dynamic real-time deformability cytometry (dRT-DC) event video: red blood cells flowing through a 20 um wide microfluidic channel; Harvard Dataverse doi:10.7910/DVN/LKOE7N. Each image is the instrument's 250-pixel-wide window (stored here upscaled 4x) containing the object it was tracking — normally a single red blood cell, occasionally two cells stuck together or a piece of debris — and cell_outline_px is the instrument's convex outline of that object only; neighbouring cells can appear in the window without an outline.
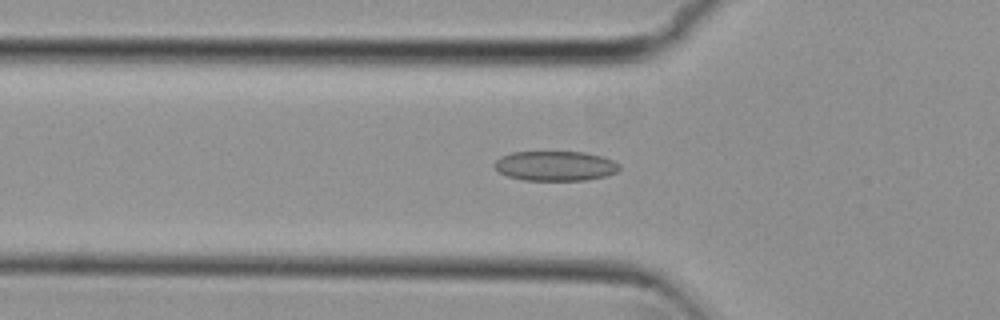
{"species": "common noctule bat (a hibernating species)", "species_latin": "Nyctalus noctula", "temperature_condition": "cold", "stored_images_in_passage": 54, "camera_frame_rate_fps": 3000, "um_per_image_px": 0.085, "animal": {"sex": "female", "body_mass_g": 29.2, "forearm_length_mm": 56.3}, "frame": {"image": 1, "passage_image": 18, "time_ms": 5.667, "image_size_px": [1000, 320], "cell_outline_px": [[620, 168], [616, 172], [604, 176], [588, 180], [524, 180], [508, 176], [500, 172], [492, 164], [500, 156], [512, 152], [584, 152], [600, 156], [612, 160], [620, 164]], "centroid_in_image_um": [47.18, 14.1], "position_along_channel_um": 78.6, "area_um2": 21.62}}
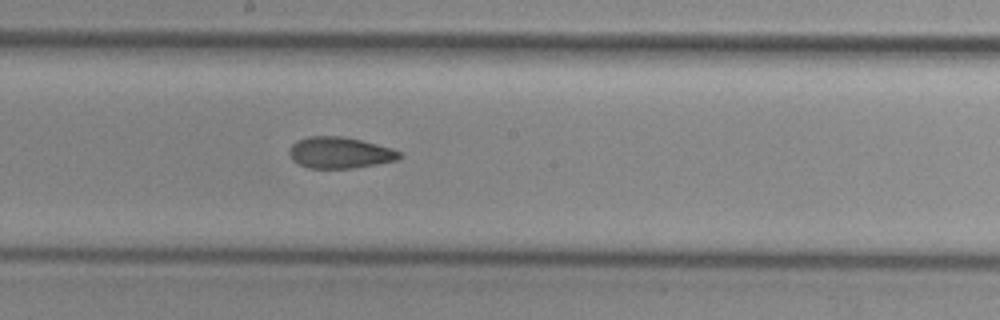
{"frame": {"image": 2, "passage_image": 29, "time_ms": 9.333, "image_size_px": [1000, 320], "cell_outline_px": [[400, 156], [396, 160], [376, 164], [352, 168], [308, 168], [292, 160], [288, 152], [288, 148], [296, 140], [308, 136], [344, 136], [392, 148], [400, 152]], "centroid_in_image_um": [28.83, 12.97], "position_along_channel_um": 219.4, "area_um2": 20.06}}
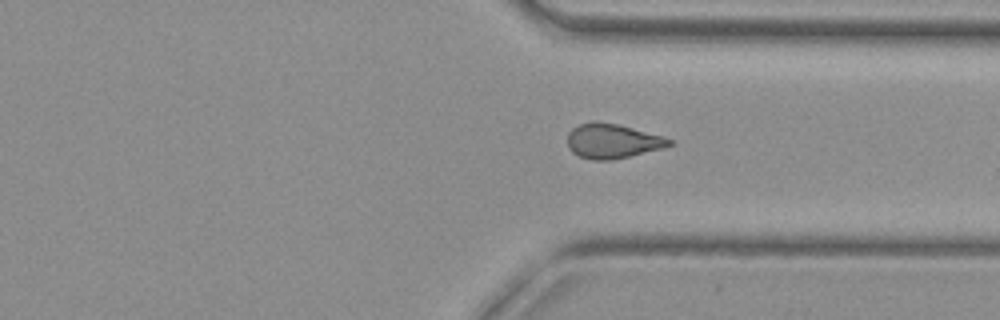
{"frame": {"image": 3, "passage_image": 40, "time_ms": 13.0, "image_size_px": [1000, 320], "cell_outline_px": [[672, 144], [664, 148], [612, 160], [592, 160], [580, 156], [572, 152], [568, 148], [568, 132], [572, 128], [580, 124], [620, 124], [664, 136], [672, 140]], "centroid_in_image_um": [52.09, 12.02], "position_along_channel_um": 359.3, "area_um2": 20.17}, "authors_computed_cell_mechanics": {"area_um2": 20.9236, "velocity_mm_per_s": 3.8203, "shape_relaxation_time_tau1_ms": null, "shape_relaxation_time_tau2_ms": 2.6981, "deformation_change_tau1": null, "deformation_change_tau2": 0.0948}}